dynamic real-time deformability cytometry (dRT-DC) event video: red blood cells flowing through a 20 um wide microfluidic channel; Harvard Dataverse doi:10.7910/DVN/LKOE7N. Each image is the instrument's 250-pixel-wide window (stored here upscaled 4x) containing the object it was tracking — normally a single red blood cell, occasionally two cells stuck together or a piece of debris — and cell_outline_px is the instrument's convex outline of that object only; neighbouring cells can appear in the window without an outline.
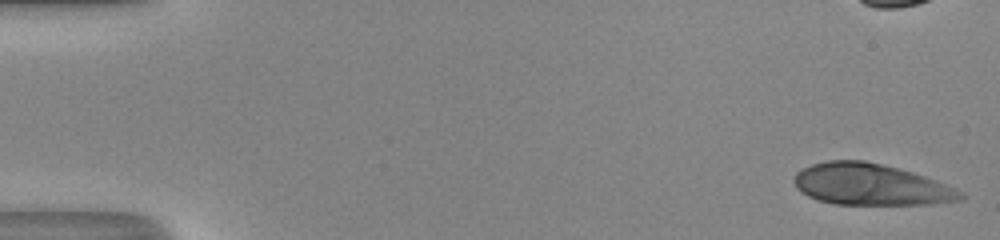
{"species": "human", "species_latin": "Homo sapiens", "temperature_condition": "room temperature", "stored_images_in_passage": 50, "camera_frame_rate_fps": 3000, "um_per_image_px": 0.085, "donor": {"sex": "male"}, "frame": {"image": 1, "passage_image": 1, "time_ms": 0.0, "image_size_px": [1000, 240], "cell_outline_px": [[968, 196], [964, 200], [932, 204], [832, 204], [808, 196], [800, 192], [796, 188], [792, 180], [796, 172], [812, 164], [828, 160], [864, 160], [900, 168], [924, 176], [956, 188], [964, 192]], "centroid_in_image_um": [74.03, 15.69], "position_along_channel_um": 11.0, "area_um2": 40.52}}
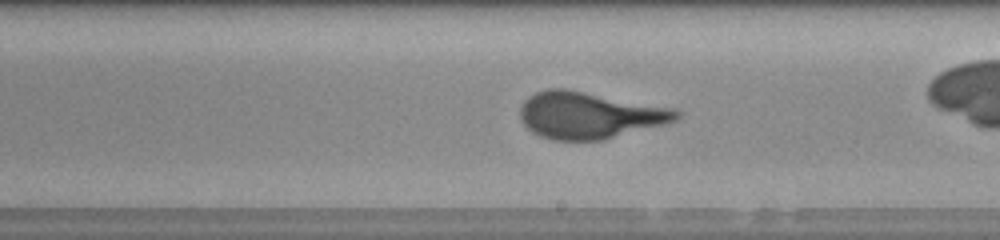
{"frame": {"image": 2, "passage_image": 29, "time_ms": 9.333, "image_size_px": [1000, 240], "cell_outline_px": [[680, 116], [676, 120], [664, 124], [600, 140], [552, 140], [540, 136], [532, 132], [520, 120], [520, 108], [524, 100], [528, 96], [536, 92], [548, 88], [564, 88], [676, 108], [680, 112]], "centroid_in_image_um": [50.07, 9.78], "position_along_channel_um": 238.9, "area_um2": 42.48}}
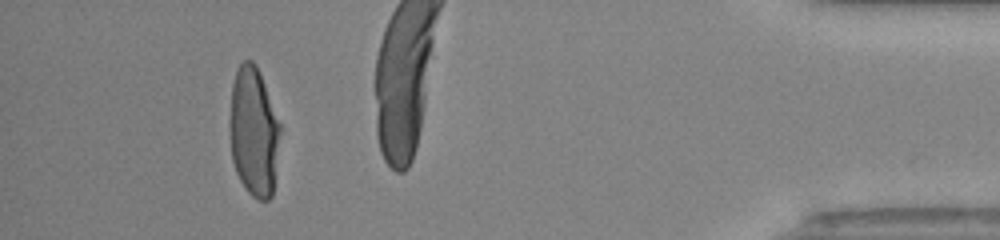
{"frame": {"image": 3, "passage_image": 46, "time_ms": 15.0, "image_size_px": [1000, 240], "cell_outline_px": [[280, 132], [272, 196], [268, 200], [256, 200], [248, 192], [240, 180], [236, 172], [232, 160], [228, 124], [232, 84], [236, 72], [240, 64], [244, 60], [252, 60], [256, 64], [260, 72], [280, 124]], "centroid_in_image_um": [21.54, 11.19], "position_along_channel_um": 413.7, "area_um2": 38.21}, "authors_computed_cell_mechanics": {"area_um2": 41.6738, "velocity_mm_per_s": 4.1492, "shape_relaxation_time_tau1_ms": 7.0473, "shape_relaxation_time_tau2_ms": null, "deformation_change_tau1": 0.2649, "deformation_change_tau2": null}}